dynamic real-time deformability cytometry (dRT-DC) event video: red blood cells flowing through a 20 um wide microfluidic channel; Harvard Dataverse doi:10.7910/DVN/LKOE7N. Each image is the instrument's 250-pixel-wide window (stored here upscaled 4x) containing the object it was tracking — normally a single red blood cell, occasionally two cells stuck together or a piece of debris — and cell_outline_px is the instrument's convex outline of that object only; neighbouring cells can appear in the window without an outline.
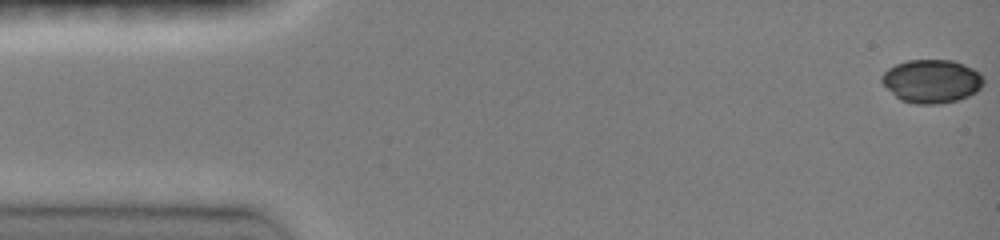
{"species": "common noctule bat (a hibernating species)", "species_latin": "Nyctalus noctula", "temperature_condition": "room temperature", "stored_images_in_passage": 47, "camera_frame_rate_fps": 3000, "um_per_image_px": 0.085, "animal": {"sex": "female", "body_mass_g": 19.0, "forearm_length_mm": 51.5}, "frame": {"image": 1, "passage_image": 1, "time_ms": 0.0, "image_size_px": [1000, 240], "cell_outline_px": [[984, 84], [976, 92], [968, 96], [956, 100], [940, 104], [916, 104], [900, 100], [880, 80], [880, 76], [888, 68], [896, 64], [908, 60], [952, 60], [972, 68], [980, 72], [984, 76]], "centroid_in_image_um": [79.21, 6.9], "position_along_channel_um": 5.8, "area_um2": 25.78}}
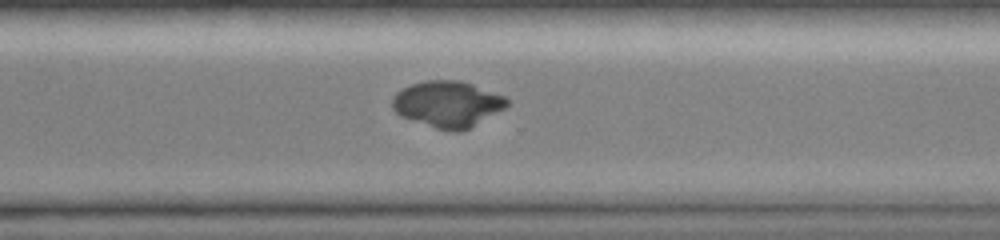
{"frame": {"image": 2, "passage_image": 34, "time_ms": 11.0, "image_size_px": [1000, 240], "cell_outline_px": [[508, 104], [504, 108], [468, 128], [460, 132], [452, 132], [436, 128], [400, 116], [392, 108], [392, 96], [396, 92], [412, 84], [424, 80], [460, 80], [472, 84], [504, 96], [508, 100]], "centroid_in_image_um": [38.0, 8.84], "position_along_channel_um": 332.6, "area_um2": 30.58}}
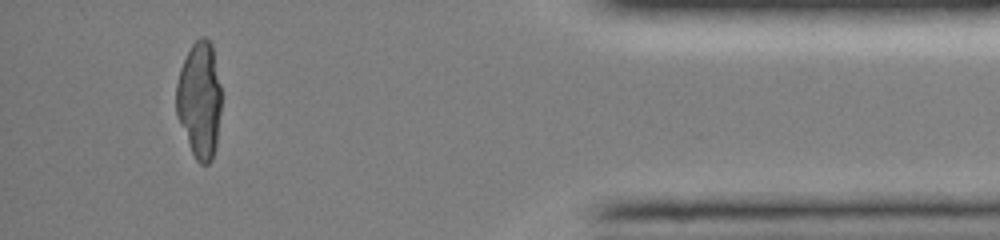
{"frame": {"image": 3, "passage_image": 43, "time_ms": 14.0, "image_size_px": [1000, 240], "cell_outline_px": [[220, 112], [216, 148], [212, 160], [208, 164], [200, 164], [196, 160], [192, 152], [176, 116], [176, 84], [180, 68], [192, 44], [200, 36], [204, 36], [212, 44], [220, 84]], "centroid_in_image_um": [16.95, 8.5], "position_along_channel_um": 418.2, "area_um2": 30.63}}